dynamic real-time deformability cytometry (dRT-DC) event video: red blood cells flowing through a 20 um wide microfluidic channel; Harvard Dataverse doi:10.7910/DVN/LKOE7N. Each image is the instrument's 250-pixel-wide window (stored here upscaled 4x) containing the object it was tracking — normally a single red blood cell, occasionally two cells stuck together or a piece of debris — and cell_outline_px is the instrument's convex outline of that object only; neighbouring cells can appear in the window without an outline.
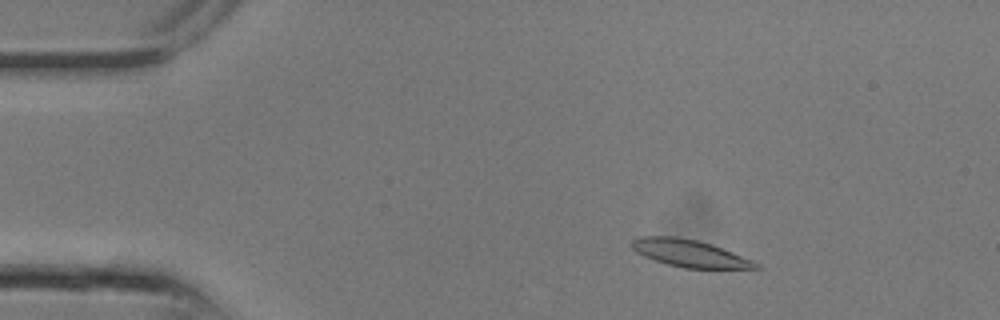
{"species": "common noctule bat (a hibernating species)", "species_latin": "Nyctalus noctula", "temperature_condition": "room temperature", "stored_images_in_passage": 16, "camera_frame_rate_fps": 3000, "um_per_image_px": 0.085, "animal": {"sex": "male", "body_mass_g": 13.3}, "frame": {"image": 1, "passage_image": 3, "time_ms": 0.667, "image_size_px": [1000, 320], "cell_outline_px": [[764, 268], [684, 268], [668, 264], [644, 256], [636, 252], [632, 248], [632, 240], [636, 236], [676, 236], [696, 240], [712, 244], [752, 260], [760, 264]], "centroid_in_image_um": [58.6, 21.52], "position_along_channel_um": 26.4, "area_um2": 19.54}}
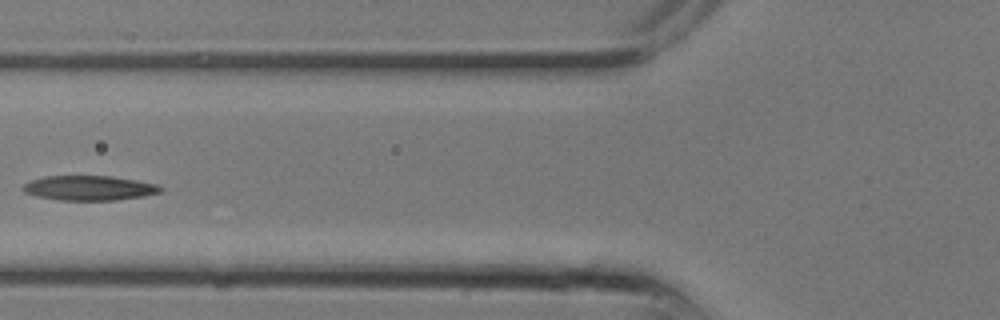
{"frame": {"image": 2, "passage_image": 9, "time_ms": 2.667, "image_size_px": [1000, 320], "cell_outline_px": [[164, 188], [160, 192], [144, 196], [116, 200], [60, 200], [36, 196], [24, 192], [24, 184], [32, 180], [44, 176], [112, 176], [160, 184]], "centroid_in_image_um": [7.64, 15.98], "position_along_channel_um": 118.2, "area_um2": 19.83}}
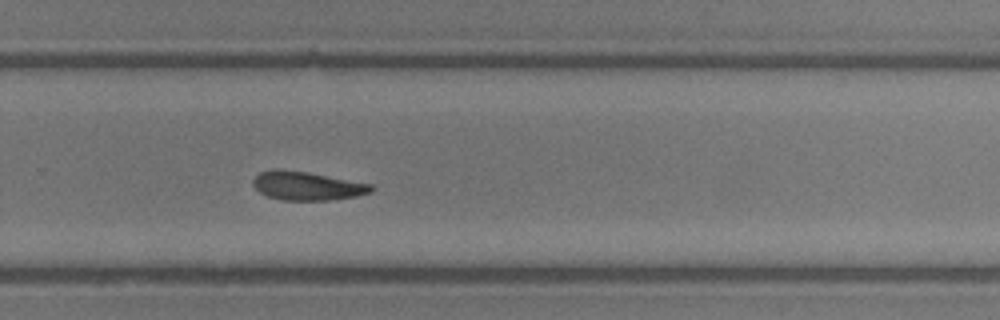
{"frame": {"image": 3, "passage_image": 16, "time_ms": 5.0, "image_size_px": [1000, 320], "cell_outline_px": [[376, 188], [372, 192], [356, 196], [328, 200], [280, 200], [268, 196], [260, 192], [252, 184], [252, 180], [260, 172], [308, 172], [372, 184]], "centroid_in_image_um": [26.19, 15.84], "position_along_channel_um": 303.6, "area_um2": 19.07}}